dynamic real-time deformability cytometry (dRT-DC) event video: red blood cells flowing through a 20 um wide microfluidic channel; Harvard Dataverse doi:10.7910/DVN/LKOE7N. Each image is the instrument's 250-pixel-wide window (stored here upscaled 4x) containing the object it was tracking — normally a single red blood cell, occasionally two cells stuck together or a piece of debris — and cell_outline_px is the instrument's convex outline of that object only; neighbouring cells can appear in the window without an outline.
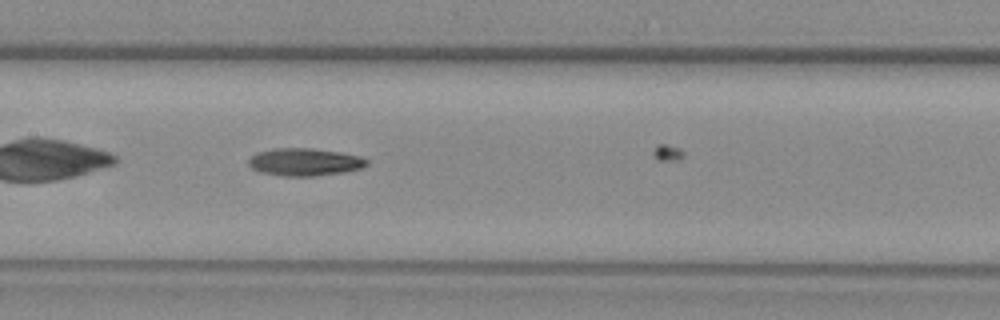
{"species": "common noctule bat (a hibernating species)", "species_latin": "Nyctalus noctula", "temperature_condition": "warm", "stored_images_in_passage": 17, "camera_frame_rate_fps": 3000, "um_per_image_px": 0.085, "animal": {"sex": "female", "body_mass_g": 29.2, "forearm_length_mm": 56.3}, "frame": {"image": 1, "passage_image": 10, "time_ms": 3.0, "image_size_px": [1000, 320], "cell_outline_px": [[368, 164], [364, 168], [344, 172], [312, 176], [280, 176], [260, 172], [252, 168], [248, 164], [248, 160], [256, 152], [272, 148], [312, 148], [340, 152], [360, 156], [368, 160]], "centroid_in_image_um": [25.89, 13.77], "position_along_channel_um": 181.5, "area_um2": 19.19}}